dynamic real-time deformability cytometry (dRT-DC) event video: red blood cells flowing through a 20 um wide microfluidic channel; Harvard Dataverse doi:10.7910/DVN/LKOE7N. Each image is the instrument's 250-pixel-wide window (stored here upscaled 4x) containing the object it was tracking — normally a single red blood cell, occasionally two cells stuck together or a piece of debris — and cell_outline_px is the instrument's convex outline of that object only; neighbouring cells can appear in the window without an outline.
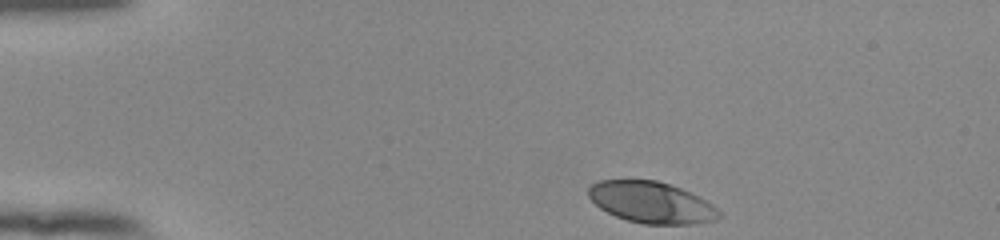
{"species": "human", "species_latin": "Homo sapiens", "temperature_condition": "room temperature", "stored_images_in_passage": 38, "camera_frame_rate_fps": 3000, "um_per_image_px": 0.085, "donor": {"sex": "female"}, "frame": {"image": 1, "passage_image": 1, "time_ms": 0.0, "image_size_px": [1000, 240], "cell_outline_px": [[720, 216], [716, 220], [692, 224], [644, 224], [628, 220], [616, 216], [600, 208], [588, 196], [588, 188], [592, 184], [600, 180], [656, 180], [680, 188], [712, 204], [720, 212]], "centroid_in_image_um": [55.35, 17.21], "position_along_channel_um": 29.7, "area_um2": 31.1}}
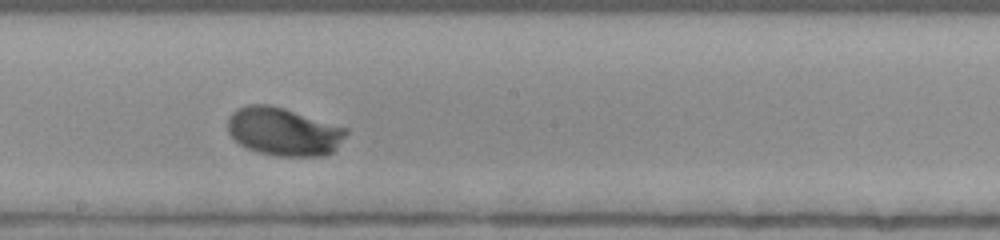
{"frame": {"image": 2, "passage_image": 22, "time_ms": 7.0, "image_size_px": [1000, 240], "cell_outline_px": [[348, 132], [336, 148], [332, 152], [320, 156], [276, 156], [260, 152], [248, 148], [240, 144], [228, 132], [228, 116], [236, 108], [248, 104], [268, 104], [284, 108], [348, 128]], "centroid_in_image_um": [24.09, 11.17], "position_along_channel_um": 224.1, "area_um2": 33.12}}
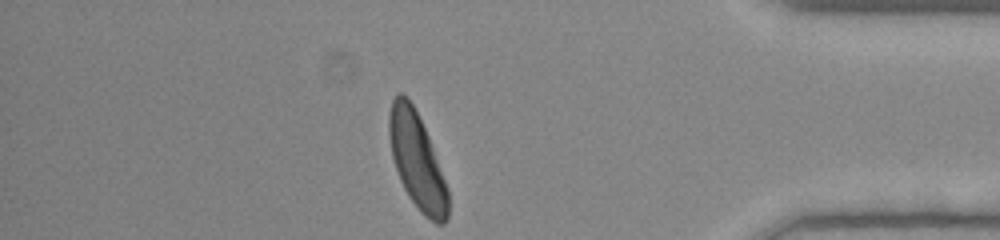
{"frame": {"image": 3, "passage_image": 38, "time_ms": 12.333, "image_size_px": [1000, 240], "cell_outline_px": [[448, 220], [444, 224], [436, 224], [424, 216], [420, 212], [408, 196], [400, 180], [392, 156], [388, 136], [388, 112], [392, 100], [400, 92], [404, 92], [408, 96], [428, 136], [448, 188]], "centroid_in_image_um": [35.43, 13.68], "position_along_channel_um": 399.8, "area_um2": 32.95}, "authors_computed_cell_mechanics": {"area_um2": 31.8767, "velocity_mm_per_s": 3.8472, "shape_relaxation_time_tau1_ms": 3.1513, "shape_relaxation_time_tau2_ms": null, "deformation_change_tau1": 0.1906, "deformation_change_tau2": null}}